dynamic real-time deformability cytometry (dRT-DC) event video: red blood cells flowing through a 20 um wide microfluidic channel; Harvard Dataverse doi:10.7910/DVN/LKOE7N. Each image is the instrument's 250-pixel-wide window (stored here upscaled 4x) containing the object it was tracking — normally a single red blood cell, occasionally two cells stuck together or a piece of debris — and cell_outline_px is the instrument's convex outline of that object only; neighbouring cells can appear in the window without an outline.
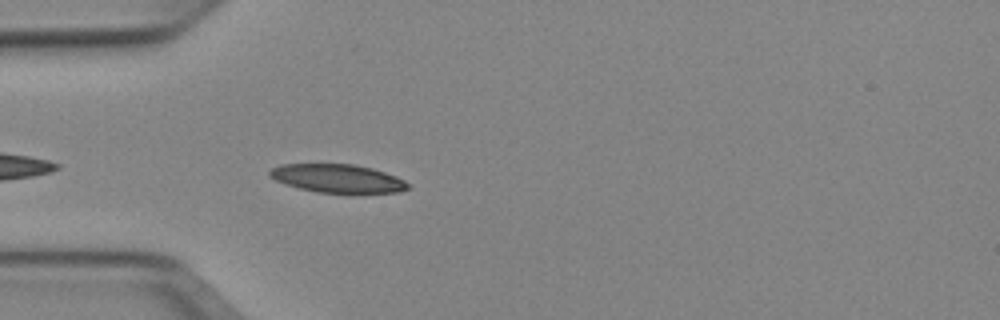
{"species": "Egyptian fruit bat (a non-hibernating species)", "species_latin": "Rousettus aegyptiacus", "temperature_condition": "cold", "stored_images_in_passage": 14, "camera_frame_rate_fps": 3000, "um_per_image_px": 0.085, "animal": {"sex": "female"}, "frame": {"image": 1, "passage_image": 3, "time_ms": 0.667, "image_size_px": [1000, 320], "cell_outline_px": [[408, 188], [400, 192], [316, 192], [300, 188], [276, 180], [268, 176], [268, 172], [272, 168], [280, 164], [352, 164], [372, 168], [396, 176], [404, 180], [408, 184]], "centroid_in_image_um": [28.67, 15.15], "position_along_channel_um": 56.3, "area_um2": 22.48}}
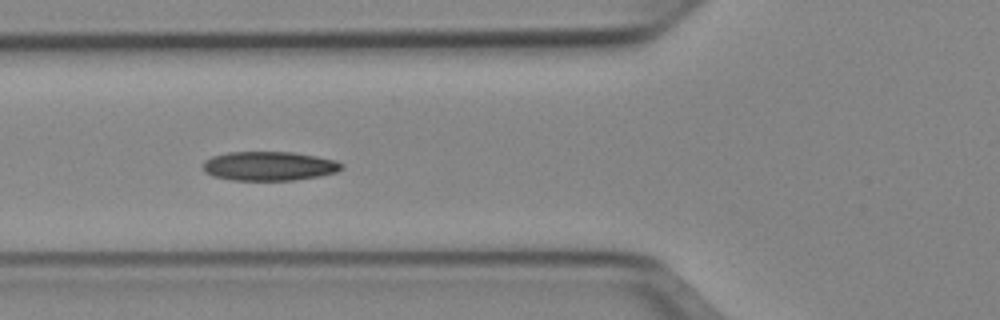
{"frame": {"image": 2, "passage_image": 7, "time_ms": 2.0, "image_size_px": [1000, 320], "cell_outline_px": [[344, 168], [336, 172], [320, 176], [292, 180], [232, 180], [212, 176], [204, 172], [204, 160], [212, 156], [228, 152], [292, 152], [316, 156], [336, 160], [344, 164]], "centroid_in_image_um": [22.89, 14.11], "position_along_channel_um": 102.9, "area_um2": 23.64}}